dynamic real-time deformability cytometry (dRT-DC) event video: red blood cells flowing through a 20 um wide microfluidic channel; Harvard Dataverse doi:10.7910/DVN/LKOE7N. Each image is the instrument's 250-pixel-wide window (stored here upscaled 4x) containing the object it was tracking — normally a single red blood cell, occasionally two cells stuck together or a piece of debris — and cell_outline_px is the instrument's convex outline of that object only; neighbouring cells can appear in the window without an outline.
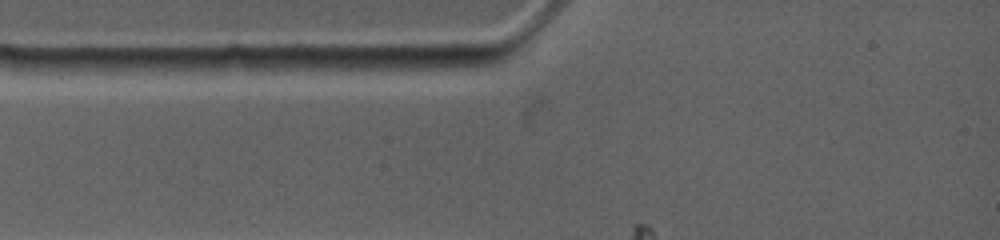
{"species": "common noctule bat (a hibernating species)", "species_latin": "Nyctalus noctula", "temperature_condition": "warm", "stored_images_in_passage": 1, "camera_frame_rate_fps": 4500, "um_per_image_px": 0.085, "animal": {"sex": "female", "body_mass_g": 19.0, "forearm_length_mm": 53.3}, "frame": {"image": 1, "passage_image": 1, "time_ms": 0.0, "image_size_px": [1000, 240], "cell_outline_px": [[260, 68], [220, 76], [152, 68], [136, 60], [228, 56], [248, 56]], "centroid_in_image_um": [17.4, 5.51], "position_along_channel_um": 67.6, "area_um2": 11.56}}